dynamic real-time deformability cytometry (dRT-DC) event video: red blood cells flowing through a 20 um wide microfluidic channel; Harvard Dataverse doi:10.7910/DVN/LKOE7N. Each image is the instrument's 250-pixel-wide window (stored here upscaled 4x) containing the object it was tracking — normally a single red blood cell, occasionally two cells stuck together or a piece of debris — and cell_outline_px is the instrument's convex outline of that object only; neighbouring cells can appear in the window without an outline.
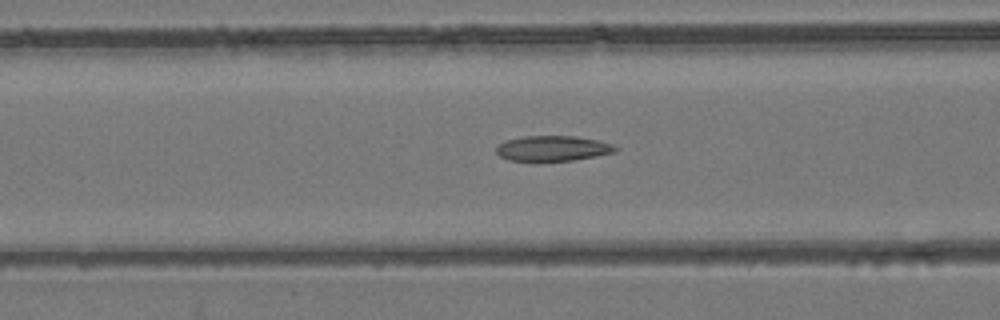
{"species": "common noctule bat (a hibernating species)", "species_latin": "Nyctalus noctula", "temperature_condition": "room temperature", "stored_images_in_passage": 44, "camera_frame_rate_fps": 3000, "um_per_image_px": 0.085, "animal": {"sex": "female", "body_mass_g": 24.6, "forearm_length_mm": 56.2}, "frame": {"image": 1, "passage_image": 22, "time_ms": 7.0, "image_size_px": [1000, 320], "cell_outline_px": [[620, 148], [616, 152], [596, 156], [572, 160], [508, 160], [500, 156], [496, 152], [496, 148], [504, 140], [524, 136], [576, 136], [596, 140], [612, 144]], "centroid_in_image_um": [47.0, 12.6], "position_along_channel_um": 119.6, "area_um2": 17.4}}
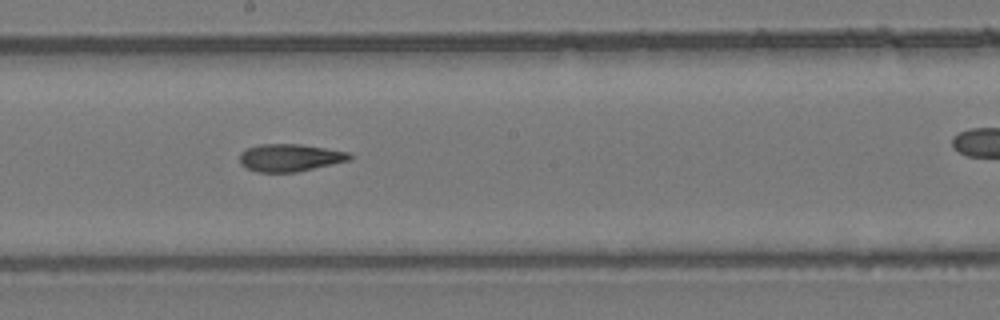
{"frame": {"image": 2, "passage_image": 30, "time_ms": 9.667, "image_size_px": [1000, 320], "cell_outline_px": [[352, 160], [296, 172], [256, 172], [240, 164], [240, 152], [248, 148], [260, 144], [300, 144], [348, 152], [352, 156]], "centroid_in_image_um": [24.64, 13.4], "position_along_channel_um": 223.6, "area_um2": 17.57}}
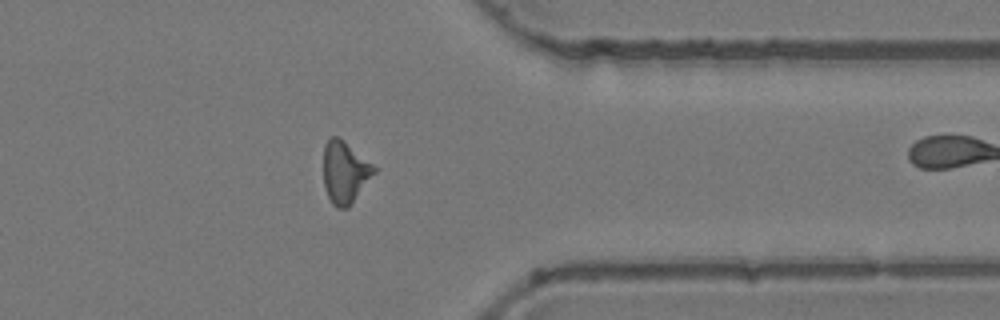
{"frame": {"image": 3, "passage_image": 43, "time_ms": 14.0, "image_size_px": [1000, 320], "cell_outline_px": [[376, 172], [348, 208], [336, 208], [332, 204], [324, 188], [324, 144], [332, 136], [336, 136], [372, 164], [376, 168]], "centroid_in_image_um": [29.3, 14.68], "position_along_channel_um": 382.1, "area_um2": 17.92}}